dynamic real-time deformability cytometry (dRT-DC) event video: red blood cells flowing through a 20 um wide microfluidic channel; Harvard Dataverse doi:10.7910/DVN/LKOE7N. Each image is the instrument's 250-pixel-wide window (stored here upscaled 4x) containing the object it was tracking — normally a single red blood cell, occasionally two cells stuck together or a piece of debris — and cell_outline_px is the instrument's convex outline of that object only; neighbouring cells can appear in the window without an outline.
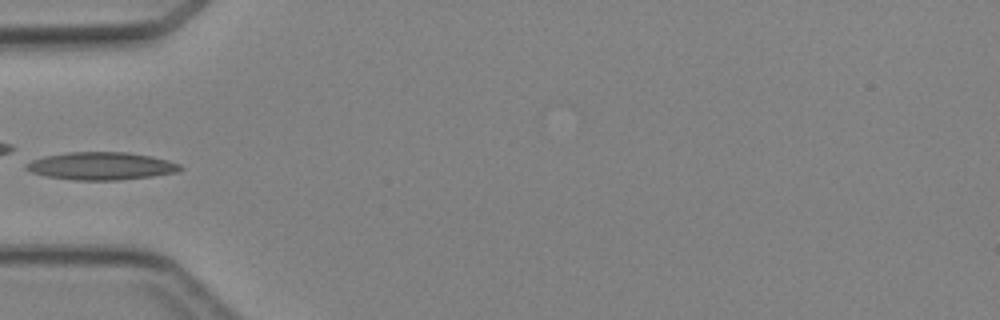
{"species": "Egyptian fruit bat (a non-hibernating species)", "species_latin": "Rousettus aegyptiacus", "temperature_condition": "cold", "stored_images_in_passage": 5, "camera_frame_rate_fps": 3000, "um_per_image_px": 0.085, "animal": {"sex": "female"}, "frame": {"image": 1, "passage_image": 5, "time_ms": 5.0, "image_size_px": [1000, 320], "cell_outline_px": [[184, 168], [176, 172], [152, 176], [116, 180], [72, 180], [44, 176], [32, 172], [24, 168], [24, 164], [32, 160], [44, 156], [68, 152], [128, 152], [152, 156], [168, 160], [180, 164]], "centroid_in_image_um": [8.58, 14.11], "position_along_channel_um": 76.4, "area_um2": 24.97}}